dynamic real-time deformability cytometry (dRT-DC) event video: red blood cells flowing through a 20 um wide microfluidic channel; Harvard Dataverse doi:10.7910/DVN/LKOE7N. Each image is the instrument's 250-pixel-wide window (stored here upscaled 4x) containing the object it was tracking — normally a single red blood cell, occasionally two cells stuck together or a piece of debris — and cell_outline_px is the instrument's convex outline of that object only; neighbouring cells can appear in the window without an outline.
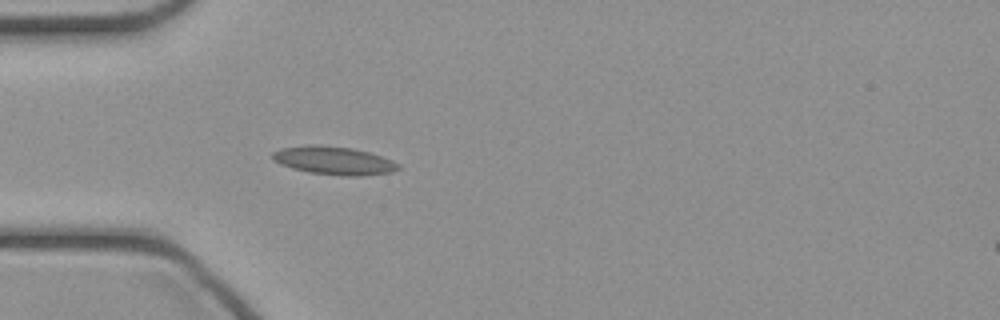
{"species": "common noctule bat (a hibernating species)", "species_latin": "Nyctalus noctula", "temperature_condition": "cold", "stored_images_in_passage": 40, "camera_frame_rate_fps": 3000, "um_per_image_px": 0.085, "animal": {"sex": "female", "body_mass_g": 21.9}, "frame": {"image": 1, "passage_image": 6, "time_ms": 1.667, "image_size_px": [1000, 320], "cell_outline_px": [[400, 168], [392, 172], [360, 176], [344, 176], [308, 172], [292, 168], [280, 164], [272, 160], [272, 152], [280, 148], [312, 144], [320, 144], [352, 148], [368, 152], [392, 160], [400, 164]], "centroid_in_image_um": [28.35, 13.64], "position_along_channel_um": 56.6, "area_um2": 20.81}}
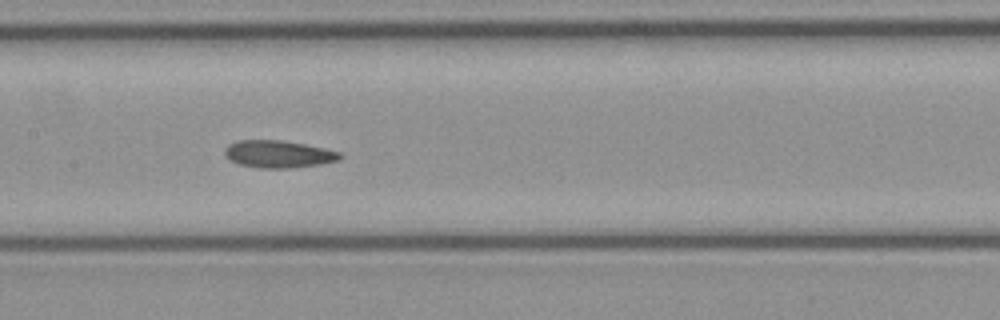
{"frame": {"image": 2, "passage_image": 15, "time_ms": 4.667, "image_size_px": [1000, 320], "cell_outline_px": [[344, 156], [340, 160], [320, 164], [288, 168], [260, 168], [240, 164], [228, 160], [224, 152], [224, 148], [228, 144], [236, 140], [280, 140], [304, 144], [324, 148], [340, 152]], "centroid_in_image_um": [23.65, 13.09], "position_along_channel_um": 183.8, "area_um2": 18.44}}
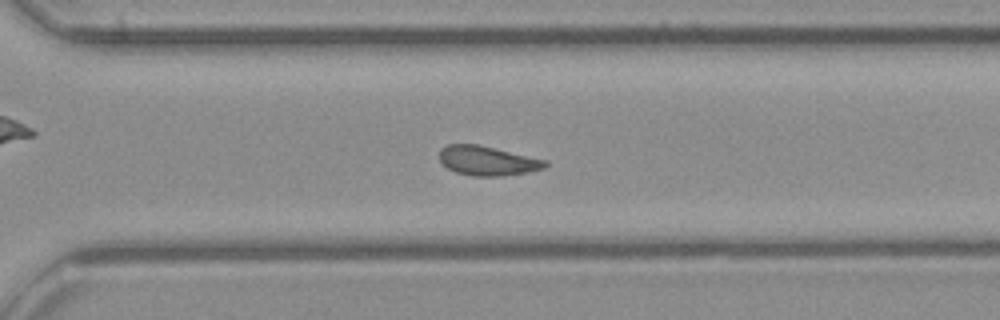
{"frame": {"image": 3, "passage_image": 25, "time_ms": 8.0, "image_size_px": [1000, 320], "cell_outline_px": [[548, 164], [544, 168], [528, 172], [504, 176], [472, 176], [456, 172], [448, 168], [440, 160], [440, 148], [448, 144], [476, 144], [548, 160]], "centroid_in_image_um": [41.45, 13.67], "position_along_channel_um": 329.2, "area_um2": 18.09}}